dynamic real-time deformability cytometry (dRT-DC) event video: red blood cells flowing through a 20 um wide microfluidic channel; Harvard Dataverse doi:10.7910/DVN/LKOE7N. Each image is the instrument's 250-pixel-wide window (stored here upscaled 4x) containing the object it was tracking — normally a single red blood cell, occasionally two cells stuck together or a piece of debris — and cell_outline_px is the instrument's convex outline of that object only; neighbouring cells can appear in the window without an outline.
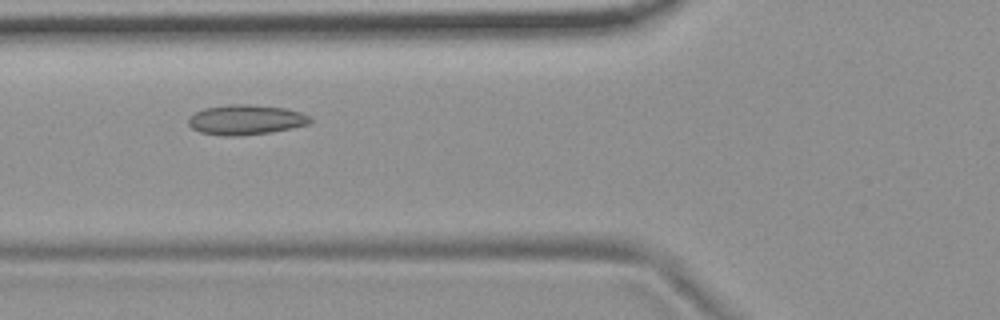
{"species": "common noctule bat (a hibernating species)", "species_latin": "Nyctalus noctula", "temperature_condition": "room temperature", "stored_images_in_passage": 49, "camera_frame_rate_fps": 3000, "um_per_image_px": 0.085, "animal": {"sex": "female", "body_mass_g": 19.9}, "frame": {"image": 1, "passage_image": 15, "time_ms": 4.667, "image_size_px": [1000, 320], "cell_outline_px": [[312, 120], [308, 124], [292, 128], [272, 132], [240, 136], [224, 136], [200, 132], [192, 128], [188, 124], [188, 116], [204, 108], [228, 104], [248, 104], [284, 108], [300, 112], [308, 116]], "centroid_in_image_um": [20.86, 10.18], "position_along_channel_um": 104.9, "area_um2": 21.33}}
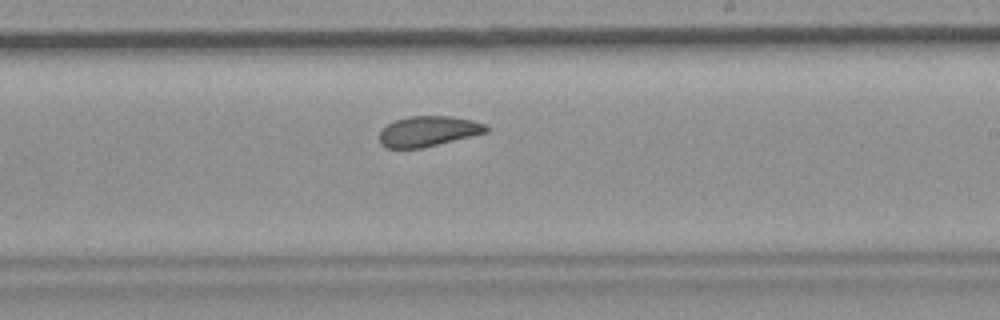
{"frame": {"image": 2, "passage_image": 27, "time_ms": 8.667, "image_size_px": [1000, 320], "cell_outline_px": [[488, 132], [424, 148], [388, 148], [380, 144], [380, 132], [388, 124], [396, 120], [412, 116], [448, 116], [472, 120], [484, 124], [488, 128]], "centroid_in_image_um": [36.41, 11.17], "position_along_channel_um": 252.6, "area_um2": 18.73}}
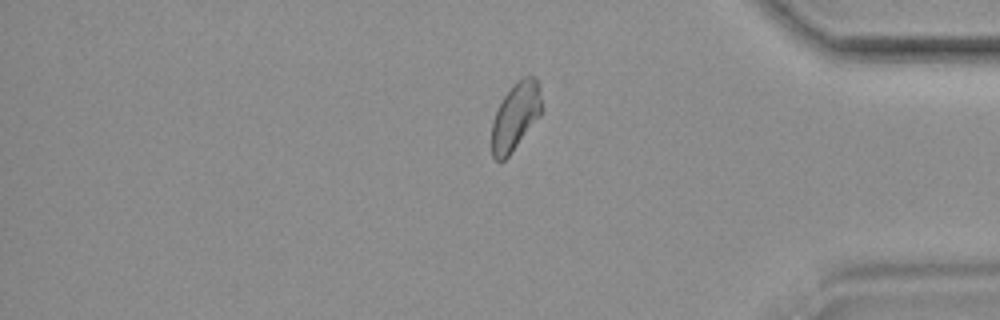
{"frame": {"image": 3, "passage_image": 40, "time_ms": 13.0, "image_size_px": [1000, 320], "cell_outline_px": [[540, 116], [508, 156], [504, 160], [496, 160], [492, 156], [492, 120], [504, 96], [516, 80], [524, 76], [536, 76], [540, 96]], "centroid_in_image_um": [43.8, 9.88], "position_along_channel_um": 391.4, "area_um2": 19.25}, "authors_computed_cell_mechanics": {"area_um2": 20.1722, "velocity_mm_per_s": 3.7064, "shape_relaxation_time_tau1_ms": 7.4264, "shape_relaxation_time_tau2_ms": 2.0684, "deformation_change_tau1": 0.1167, "deformation_change_tau2": 0.0627}}